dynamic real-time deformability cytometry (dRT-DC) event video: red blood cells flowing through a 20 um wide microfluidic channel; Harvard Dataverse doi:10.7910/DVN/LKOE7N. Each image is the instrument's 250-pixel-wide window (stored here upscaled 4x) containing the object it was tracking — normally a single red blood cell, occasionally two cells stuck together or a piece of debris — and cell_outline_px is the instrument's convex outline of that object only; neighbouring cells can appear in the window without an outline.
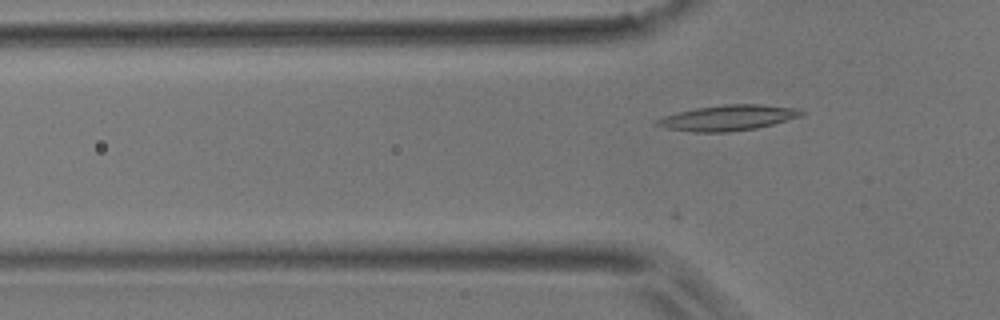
{"species": "common noctule bat (a hibernating species)", "species_latin": "Nyctalus noctula", "temperature_condition": "room temperature", "stored_images_in_passage": 29, "camera_frame_rate_fps": 3000, "um_per_image_px": 0.085, "animal": {"sex": "male", "body_mass_g": 17.9}, "frame": {"image": 1, "passage_image": 4, "time_ms": 1.0, "image_size_px": [1000, 320], "cell_outline_px": [[804, 112], [800, 116], [772, 124], [756, 128], [728, 132], [692, 132], [668, 128], [652, 124], [656, 120], [664, 116], [696, 108], [724, 104], [760, 104], [792, 108]], "centroid_in_image_um": [61.82, 10.02], "position_along_channel_um": 64.0, "area_um2": 21.1}}
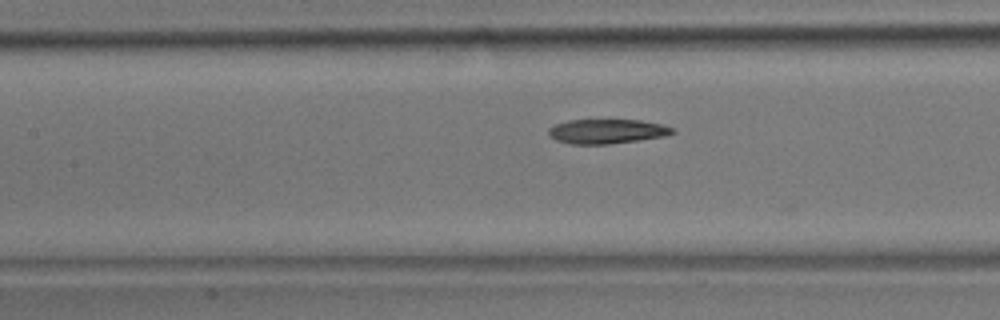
{"frame": {"image": 2, "passage_image": 11, "time_ms": 3.333, "image_size_px": [1000, 320], "cell_outline_px": [[676, 132], [664, 136], [640, 140], [608, 144], [568, 144], [556, 140], [548, 132], [548, 128], [556, 124], [568, 120], [640, 120], [660, 124], [676, 128]], "centroid_in_image_um": [51.61, 11.17], "position_along_channel_um": 155.8, "area_um2": 17.69}}
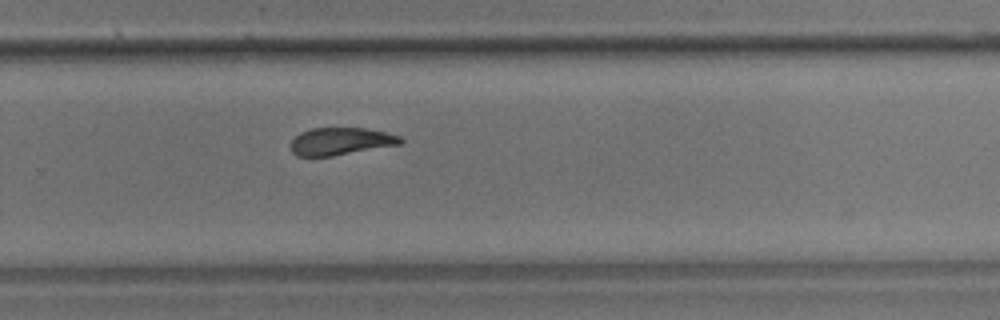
{"frame": {"image": 3, "passage_image": 22, "time_ms": 7.0, "image_size_px": [1000, 320], "cell_outline_px": [[404, 140], [400, 144], [332, 156], [296, 156], [292, 152], [292, 140], [300, 132], [312, 128], [364, 128], [388, 132], [400, 136]], "centroid_in_image_um": [28.98, 12.0], "position_along_channel_um": 300.8, "area_um2": 17.46}}